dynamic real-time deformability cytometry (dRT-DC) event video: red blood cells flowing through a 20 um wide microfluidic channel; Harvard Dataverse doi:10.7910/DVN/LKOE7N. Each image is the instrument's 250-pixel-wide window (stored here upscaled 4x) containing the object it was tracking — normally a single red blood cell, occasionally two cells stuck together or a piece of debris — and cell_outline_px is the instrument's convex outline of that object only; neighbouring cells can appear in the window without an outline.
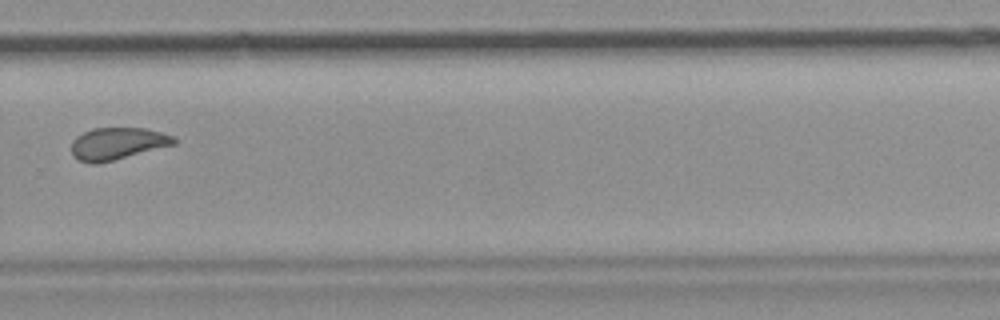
{"species": "common noctule bat (a hibernating species)", "species_latin": "Nyctalus noctula", "temperature_condition": "room temperature", "stored_images_in_passage": 14, "camera_frame_rate_fps": 3000, "um_per_image_px": 0.085, "animal": {"sex": "female", "body_mass_g": 19.9}, "frame": {"image": 1, "passage_image": 10, "time_ms": 3.0, "image_size_px": [1000, 320], "cell_outline_px": [[176, 144], [96, 164], [88, 164], [72, 156], [72, 140], [76, 136], [92, 128], [144, 128], [160, 132], [172, 136], [176, 140]], "centroid_in_image_um": [9.94, 12.2], "position_along_channel_um": 319.9, "area_um2": 19.02}}